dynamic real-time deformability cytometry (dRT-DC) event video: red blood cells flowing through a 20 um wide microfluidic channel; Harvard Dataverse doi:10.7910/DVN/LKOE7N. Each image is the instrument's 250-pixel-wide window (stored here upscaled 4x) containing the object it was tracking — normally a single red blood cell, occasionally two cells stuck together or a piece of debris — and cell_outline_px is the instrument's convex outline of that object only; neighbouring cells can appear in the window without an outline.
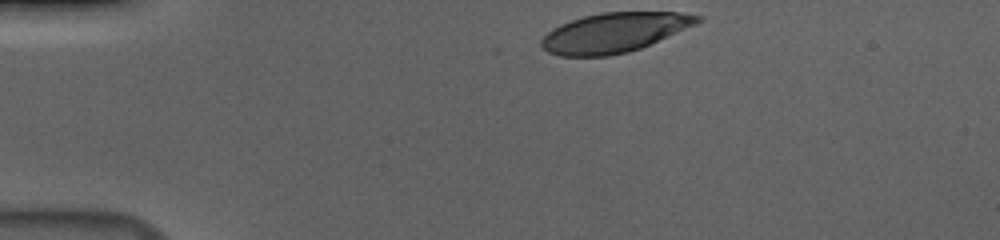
{"species": "human", "species_latin": "Homo sapiens", "temperature_condition": "cold", "stored_images_in_passage": 36, "camera_frame_rate_fps": 3000, "um_per_image_px": 0.085, "donor": {"sex": "male"}, "frame": {"image": 1, "passage_image": 1, "time_ms": 0.0, "image_size_px": [1000, 240], "cell_outline_px": [[700, 20], [696, 24], [640, 48], [628, 52], [608, 56], [560, 56], [548, 52], [540, 44], [540, 40], [552, 28], [560, 24], [584, 16], [600, 12], [680, 12], [700, 16]], "centroid_in_image_um": [52.17, 2.77], "position_along_channel_um": 32.8, "area_um2": 35.72}}
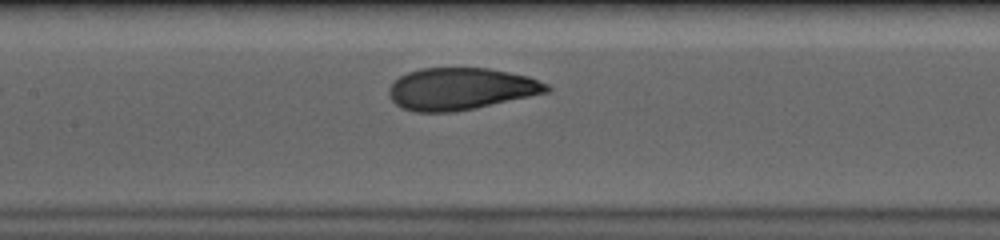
{"frame": {"image": 2, "passage_image": 17, "time_ms": 5.333, "image_size_px": [1000, 240], "cell_outline_px": [[552, 88], [548, 92], [476, 108], [452, 112], [416, 112], [404, 108], [396, 104], [392, 100], [388, 92], [388, 88], [400, 76], [408, 72], [420, 68], [488, 68], [528, 76], [548, 84]], "centroid_in_image_um": [39.17, 7.55], "position_along_channel_um": 168.2, "area_um2": 38.49}}
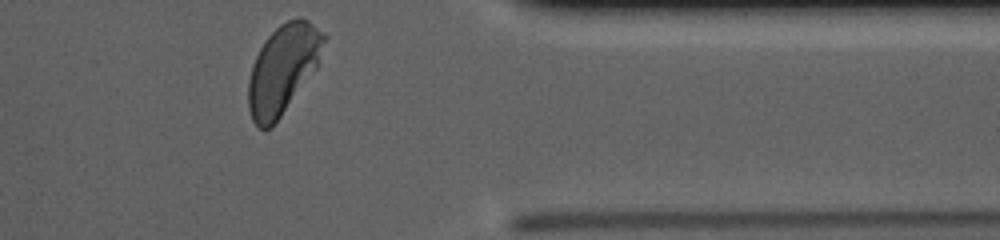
{"frame": {"image": 3, "passage_image": 36, "time_ms": 11.667, "image_size_px": [1000, 240], "cell_outline_px": [[328, 36], [316, 68], [272, 128], [264, 132], [252, 120], [248, 108], [248, 84], [252, 68], [256, 56], [260, 48], [268, 36], [280, 24], [288, 20], [300, 16], [308, 20], [324, 32]], "centroid_in_image_um": [24.06, 5.88], "position_along_channel_um": 387.3, "area_um2": 39.02}, "authors_computed_cell_mechanics": {"area_um2": 39.015, "velocity_mm_per_s": 3.6653, "shape_relaxation_time_tau1_ms": 2.8605, "shape_relaxation_time_tau2_ms": null, "deformation_change_tau1": 0.1618, "deformation_change_tau2": null}}